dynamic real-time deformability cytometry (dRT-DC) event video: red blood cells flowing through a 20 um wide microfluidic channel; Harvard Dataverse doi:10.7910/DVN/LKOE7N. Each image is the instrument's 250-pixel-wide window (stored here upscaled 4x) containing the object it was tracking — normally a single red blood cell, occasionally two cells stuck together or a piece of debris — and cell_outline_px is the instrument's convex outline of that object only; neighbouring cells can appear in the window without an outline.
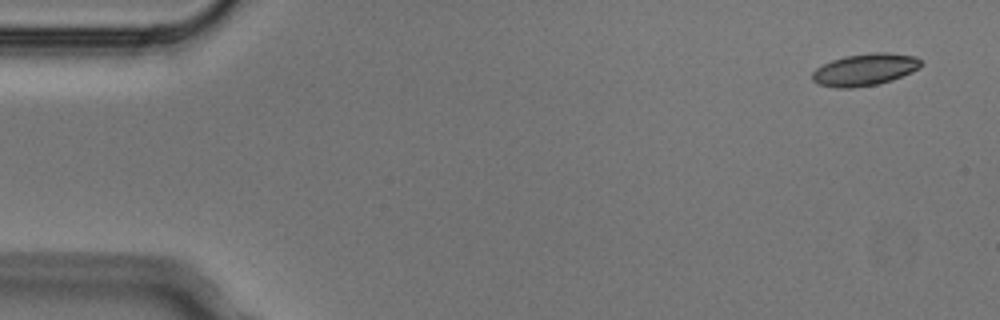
{"species": "Egyptian fruit bat (a non-hibernating species)", "species_latin": "Rousettus aegyptiacus", "temperature_condition": "cold", "stored_images_in_passage": 8, "camera_frame_rate_fps": 3000, "um_per_image_px": 0.085, "animal": {"sex": "male"}, "frame": {"image": 1, "passage_image": 1, "time_ms": 0.0, "image_size_px": [1000, 320], "cell_outline_px": [[920, 68], [912, 72], [892, 80], [876, 84], [852, 88], [836, 88], [820, 84], [812, 80], [812, 72], [816, 68], [832, 60], [844, 56], [872, 52], [888, 52], [916, 56], [920, 60]], "centroid_in_image_um": [73.52, 5.91], "position_along_channel_um": 11.5, "area_um2": 20.29}}
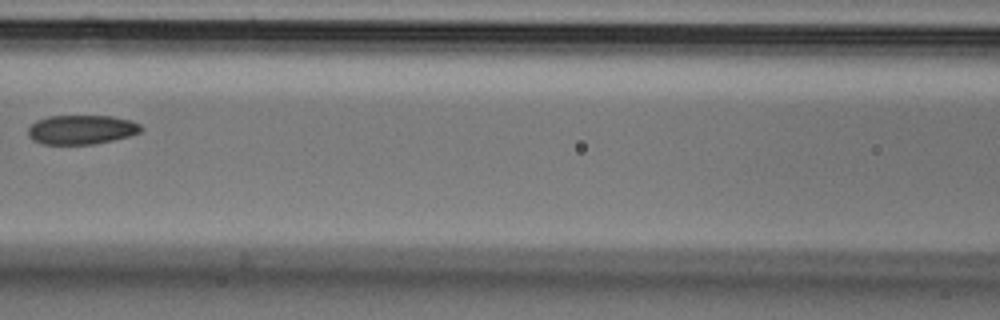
{"frame": {"image": 2, "passage_image": 7, "time_ms": 2.0, "image_size_px": [1000, 320], "cell_outline_px": [[144, 128], [140, 132], [132, 136], [96, 144], [44, 144], [32, 140], [28, 136], [28, 128], [36, 120], [48, 116], [112, 116], [132, 120], [140, 124]], "centroid_in_image_um": [6.96, 11.02], "position_along_channel_um": 159.6, "area_um2": 19.54}}
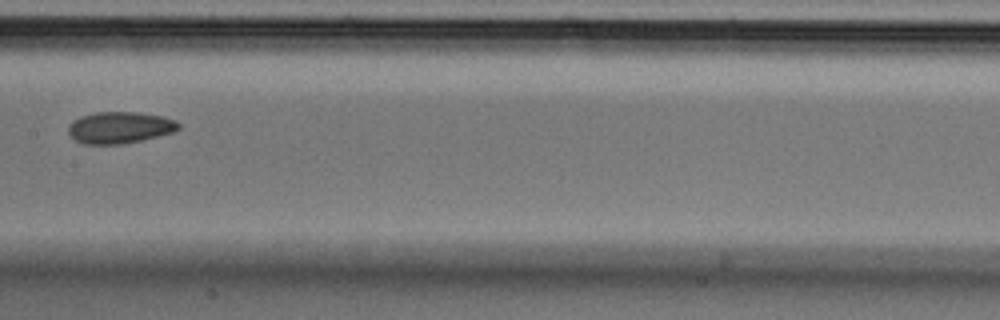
{"frame": {"image": 3, "passage_image": 8, "time_ms": 2.333, "image_size_px": [1000, 320], "cell_outline_px": [[180, 128], [172, 132], [124, 144], [84, 144], [76, 140], [68, 132], [68, 124], [72, 120], [80, 116], [96, 112], [136, 112], [164, 116], [176, 120], [180, 124]], "centroid_in_image_um": [10.16, 10.83], "position_along_channel_um": 197.2, "area_um2": 20.35}}